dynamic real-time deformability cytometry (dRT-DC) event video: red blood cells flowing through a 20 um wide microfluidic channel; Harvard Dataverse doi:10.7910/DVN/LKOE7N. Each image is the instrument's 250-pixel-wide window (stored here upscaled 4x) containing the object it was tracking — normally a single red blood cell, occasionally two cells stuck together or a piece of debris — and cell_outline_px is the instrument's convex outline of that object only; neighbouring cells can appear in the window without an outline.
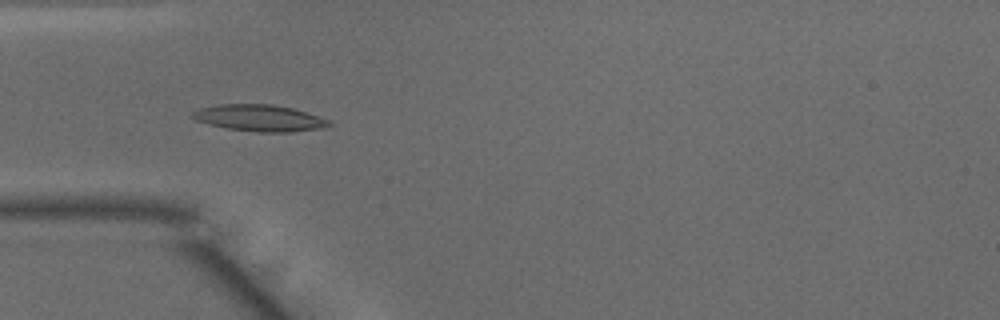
{"species": "common noctule bat (a hibernating species)", "species_latin": "Nyctalus noctula", "temperature_condition": "warm", "stored_images_in_passage": 49, "camera_frame_rate_fps": 3000, "um_per_image_px": 0.085, "animal": {"sex": "male", "body_mass_g": 15.6}, "frame": {"image": 1, "passage_image": 15, "time_ms": 4.667, "image_size_px": [1000, 320], "cell_outline_px": [[332, 124], [324, 128], [292, 132], [256, 132], [224, 128], [208, 124], [196, 120], [192, 116], [192, 112], [200, 108], [220, 104], [272, 104], [292, 108], [308, 112], [332, 120]], "centroid_in_image_um": [22.11, 10.03], "position_along_channel_um": 62.9, "area_um2": 21.39}}
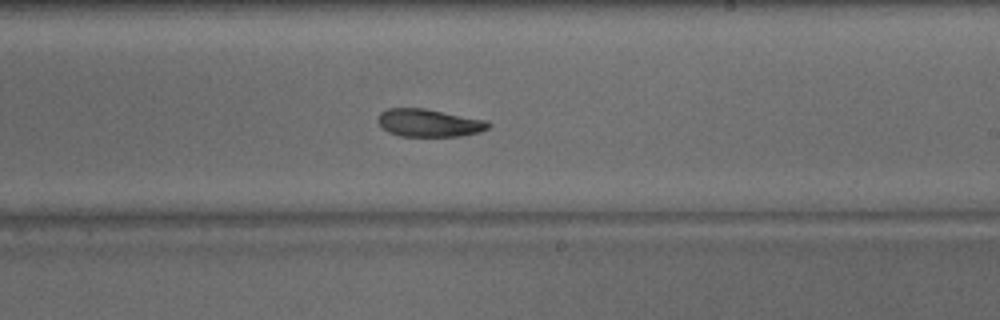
{"frame": {"image": 2, "passage_image": 29, "time_ms": 9.333, "image_size_px": [1000, 320], "cell_outline_px": [[492, 124], [488, 128], [480, 132], [460, 136], [400, 136], [388, 132], [376, 120], [380, 112], [388, 108], [424, 108], [488, 120]], "centroid_in_image_um": [36.48, 10.44], "position_along_channel_um": 252.5, "area_um2": 17.98}}
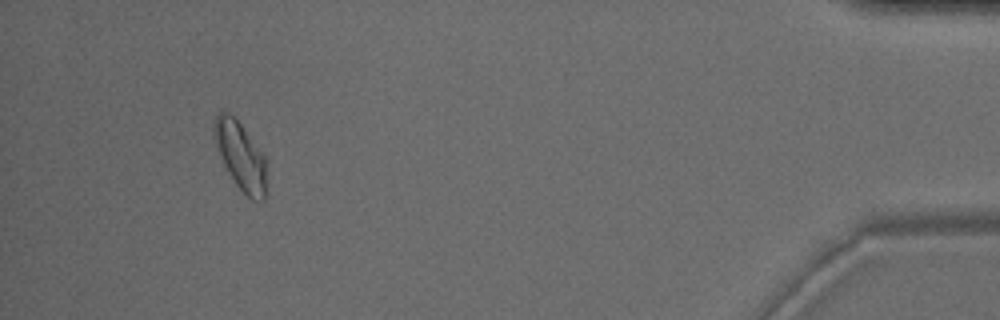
{"frame": {"image": 3, "passage_image": 46, "time_ms": 15.0, "image_size_px": [1000, 320], "cell_outline_px": [[268, 192], [264, 200], [252, 200], [236, 184], [228, 172], [220, 156], [212, 136], [212, 128], [216, 116], [220, 112], [228, 112], [240, 124], [264, 156]], "centroid_in_image_um": [20.44, 13.29], "position_along_channel_um": 414.8, "area_um2": 20.58}, "authors_computed_cell_mechanics": {"area_um2": 18.9006, "velocity_mm_per_s": 4.071, "shape_relaxation_time_tau1_ms": 6.3318, "shape_relaxation_time_tau2_ms": null, "deformation_change_tau1": 0.1663, "deformation_change_tau2": null}}